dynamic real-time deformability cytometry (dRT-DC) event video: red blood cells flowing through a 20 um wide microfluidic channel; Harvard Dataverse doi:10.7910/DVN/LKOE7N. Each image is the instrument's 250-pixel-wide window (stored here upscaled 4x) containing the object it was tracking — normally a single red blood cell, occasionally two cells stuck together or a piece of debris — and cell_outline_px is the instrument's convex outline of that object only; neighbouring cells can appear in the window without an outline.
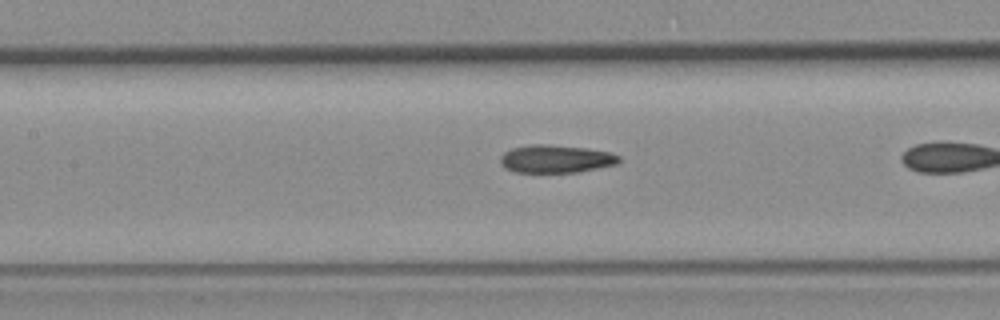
{"species": "common noctule bat (a hibernating species)", "species_latin": "Nyctalus noctula", "temperature_condition": "room temperature", "stored_images_in_passage": 21, "camera_frame_rate_fps": 3000, "um_per_image_px": 0.085, "animal": {"sex": "female", "body_mass_g": 19.3, "forearm_length_mm": 54.1}, "frame": {"image": 1, "passage_image": 20, "time_ms": 6.333, "image_size_px": [1000, 320], "cell_outline_px": [[620, 160], [616, 164], [580, 172], [512, 172], [504, 168], [500, 164], [500, 156], [504, 152], [512, 148], [532, 144], [544, 144], [584, 148], [608, 152], [620, 156]], "centroid_in_image_um": [47.2, 13.51], "position_along_channel_um": 160.2, "area_um2": 19.25}}